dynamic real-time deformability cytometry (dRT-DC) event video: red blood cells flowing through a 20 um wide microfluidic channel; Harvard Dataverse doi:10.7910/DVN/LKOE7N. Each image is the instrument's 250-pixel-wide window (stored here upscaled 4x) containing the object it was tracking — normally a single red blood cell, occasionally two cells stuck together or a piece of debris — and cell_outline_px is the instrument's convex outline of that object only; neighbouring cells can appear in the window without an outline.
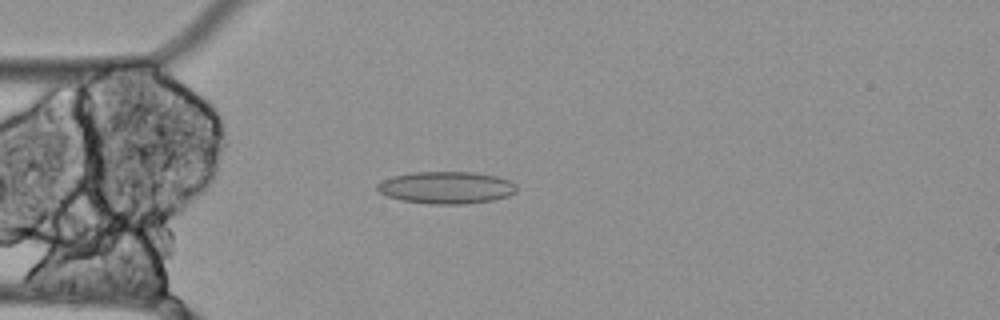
{"species": "Egyptian fruit bat (a non-hibernating species)", "species_latin": "Rousettus aegyptiacus", "temperature_condition": "cold", "stored_images_in_passage": 36, "camera_frame_rate_fps": 3000, "um_per_image_px": 0.085, "animal": {"sex": "female"}, "frame": {"image": 1, "passage_image": 7, "time_ms": 2.0, "image_size_px": [1000, 320], "cell_outline_px": [[516, 192], [508, 196], [492, 200], [464, 204], [432, 204], [404, 200], [388, 196], [380, 192], [376, 188], [376, 184], [392, 176], [412, 172], [476, 172], [496, 176], [512, 180], [516, 184]], "centroid_in_image_um": [37.98, 15.93], "position_along_channel_um": 47.0, "area_um2": 26.13}}
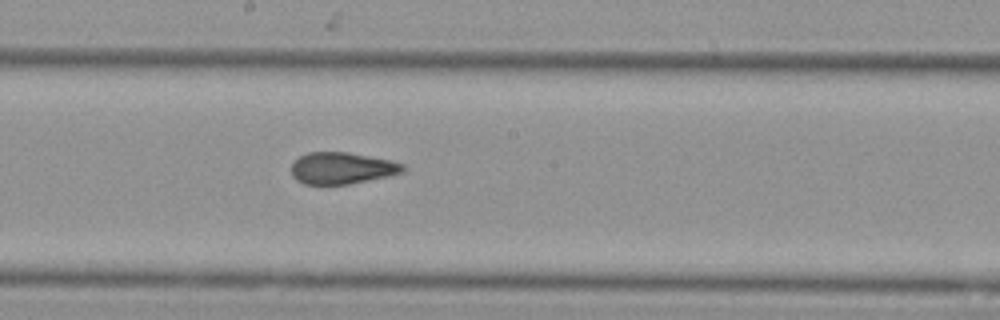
{"frame": {"image": 2, "passage_image": 22, "time_ms": 7.0, "image_size_px": [1000, 320], "cell_outline_px": [[404, 172], [348, 184], [304, 184], [296, 180], [292, 176], [292, 164], [300, 156], [308, 152], [348, 152], [392, 160], [404, 164]], "centroid_in_image_um": [29.05, 14.28], "position_along_channel_um": 219.1, "area_um2": 20.46}}
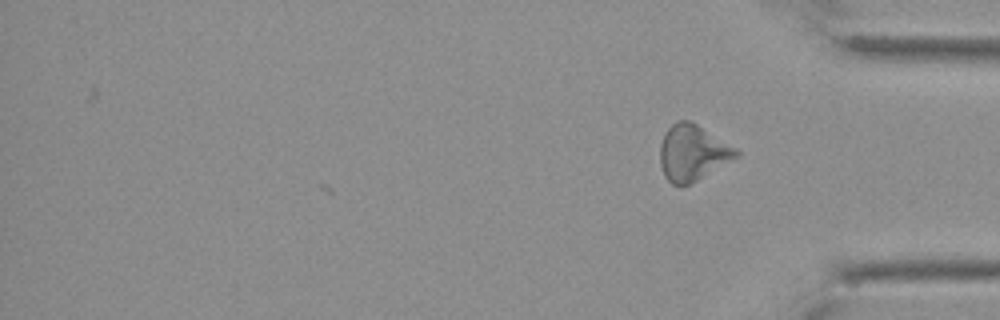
{"frame": {"image": 3, "passage_image": 36, "time_ms": 11.667, "image_size_px": [1000, 320], "cell_outline_px": [[740, 156], [696, 180], [680, 188], [672, 184], [664, 176], [660, 164], [660, 144], [664, 132], [676, 120], [692, 120], [736, 148], [740, 152]], "centroid_in_image_um": [58.85, 12.97], "position_along_channel_um": 376.4, "area_um2": 25.03}, "authors_computed_cell_mechanics": {"area_um2": 21.8773, "velocity_mm_per_s": 3.4632, "shape_relaxation_time_tau1_ms": null, "shape_relaxation_time_tau2_ms": 6.791, "deformation_change_tau1": null, "deformation_change_tau2": 0.1031}}